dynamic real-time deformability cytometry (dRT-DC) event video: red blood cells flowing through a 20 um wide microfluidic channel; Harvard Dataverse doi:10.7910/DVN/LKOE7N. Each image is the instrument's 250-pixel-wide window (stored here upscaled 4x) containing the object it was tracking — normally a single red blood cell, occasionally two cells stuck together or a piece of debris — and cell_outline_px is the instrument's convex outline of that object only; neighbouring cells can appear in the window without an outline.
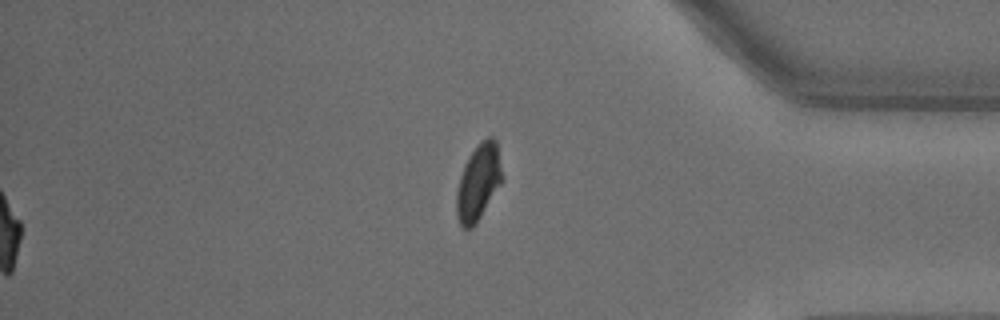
{"species": "common noctule bat (a hibernating species)", "species_latin": "Nyctalus noctula", "temperature_condition": "warm", "stored_images_in_passage": 31, "segment_of_instrument_passage": [2, 2], "camera_frame_rate_fps": 3000, "um_per_image_px": 0.085, "animal": {"sex": "male", "body_mass_g": 18.8}, "frame": {"image": 1, "passage_image": 31, "time_ms": 10.0, "image_size_px": [1000, 320], "cell_outline_px": [[504, 176], [500, 184], [476, 224], [472, 228], [464, 228], [460, 224], [456, 216], [456, 192], [460, 176], [464, 164], [468, 156], [476, 144], [480, 140], [488, 136], [492, 136], [496, 140]], "centroid_in_image_um": [40.66, 15.45], "position_along_channel_um": 394.5, "area_um2": 20.52}}